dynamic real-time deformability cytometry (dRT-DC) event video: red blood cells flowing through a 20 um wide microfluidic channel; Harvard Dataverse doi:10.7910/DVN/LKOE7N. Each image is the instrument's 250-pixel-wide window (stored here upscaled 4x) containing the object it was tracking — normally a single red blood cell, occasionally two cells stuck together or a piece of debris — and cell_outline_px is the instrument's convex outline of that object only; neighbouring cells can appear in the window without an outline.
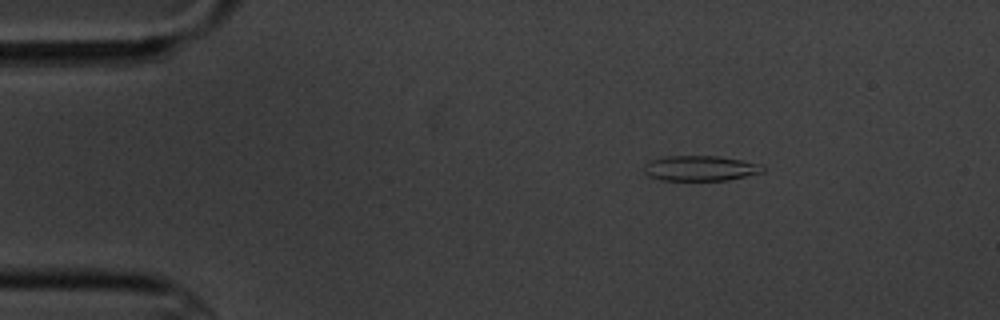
{"species": "common noctule bat (a hibernating species)", "species_latin": "Nyctalus noctula", "temperature_condition": "cold", "stored_images_in_passage": 6, "camera_frame_rate_fps": 3000, "um_per_image_px": 0.085, "animal": {"sex": "male", "body_mass_g": 20.1, "forearm_length_mm": 53.5}, "frame": {"image": 1, "passage_image": 3, "time_ms": 2.333, "image_size_px": [1000, 320], "cell_outline_px": [[764, 172], [728, 180], [660, 180], [648, 176], [644, 172], [644, 164], [652, 160], [664, 156], [720, 156], [760, 164], [764, 168]], "centroid_in_image_um": [59.5, 14.3], "position_along_channel_um": 25.5, "area_um2": 17.46}}
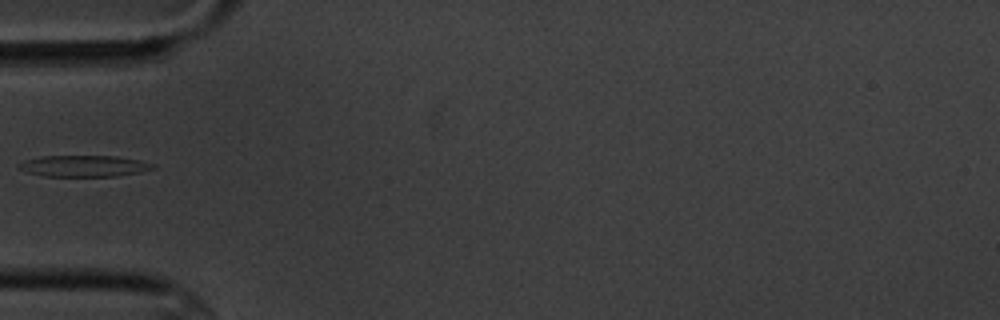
{"frame": {"image": 2, "passage_image": 6, "time_ms": 5.667, "image_size_px": [1000, 320], "cell_outline_px": [[156, 168], [140, 172], [116, 176], [44, 176], [28, 172], [16, 168], [16, 164], [24, 160], [40, 156], [116, 156], [140, 160], [156, 164]], "centroid_in_image_um": [7.12, 14.1], "position_along_channel_um": 77.9, "area_um2": 16.82}}